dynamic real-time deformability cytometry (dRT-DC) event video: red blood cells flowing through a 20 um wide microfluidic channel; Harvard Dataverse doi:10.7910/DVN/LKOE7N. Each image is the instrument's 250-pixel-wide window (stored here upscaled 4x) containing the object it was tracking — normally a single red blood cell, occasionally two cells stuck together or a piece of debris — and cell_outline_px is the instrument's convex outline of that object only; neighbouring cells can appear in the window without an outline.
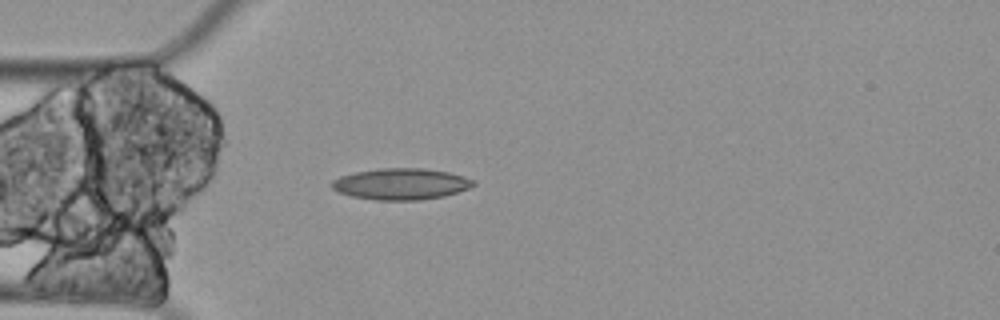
{"species": "Egyptian fruit bat (a non-hibernating species)", "species_latin": "Rousettus aegyptiacus", "temperature_condition": "cold", "stored_images_in_passage": 4, "camera_frame_rate_fps": 3000, "um_per_image_px": 0.085, "animal": {"sex": "female"}, "frame": {"image": 1, "passage_image": 4, "time_ms": 1.0, "image_size_px": [1000, 320], "cell_outline_px": [[476, 184], [468, 188], [444, 196], [420, 200], [376, 200], [352, 196], [336, 192], [332, 188], [332, 180], [340, 176], [356, 172], [380, 168], [424, 168], [448, 172], [476, 180]], "centroid_in_image_um": [34.07, 15.64], "position_along_channel_um": 50.9, "area_um2": 25.84}}